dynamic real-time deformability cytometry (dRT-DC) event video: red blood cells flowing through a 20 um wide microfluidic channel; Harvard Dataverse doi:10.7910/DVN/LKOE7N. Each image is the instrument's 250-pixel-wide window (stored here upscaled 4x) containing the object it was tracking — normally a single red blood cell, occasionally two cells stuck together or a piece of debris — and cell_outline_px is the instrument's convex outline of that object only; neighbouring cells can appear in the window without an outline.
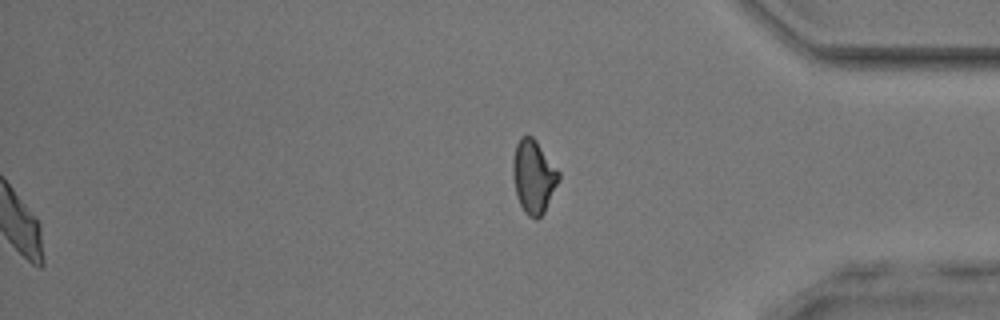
{"species": "common noctule bat (a hibernating species)", "species_latin": "Nyctalus noctula", "temperature_condition": "room temperature", "stored_images_in_passage": 48, "segment_of_instrument_passage": [2, 2], "camera_frame_rate_fps": 3000, "um_per_image_px": 0.085, "animal": {"sex": "male", "body_mass_g": 17.9, "forearm_length_mm": 54.2}, "frame": {"image": 1, "passage_image": 48, "time_ms": 15.667, "image_size_px": [1000, 320], "cell_outline_px": [[560, 180], [544, 212], [536, 220], [528, 216], [524, 212], [516, 196], [512, 176], [512, 160], [516, 144], [520, 136], [532, 136], [536, 140], [560, 172]], "centroid_in_image_um": [45.34, 15.01], "position_along_channel_um": 389.9, "area_um2": 19.83}}